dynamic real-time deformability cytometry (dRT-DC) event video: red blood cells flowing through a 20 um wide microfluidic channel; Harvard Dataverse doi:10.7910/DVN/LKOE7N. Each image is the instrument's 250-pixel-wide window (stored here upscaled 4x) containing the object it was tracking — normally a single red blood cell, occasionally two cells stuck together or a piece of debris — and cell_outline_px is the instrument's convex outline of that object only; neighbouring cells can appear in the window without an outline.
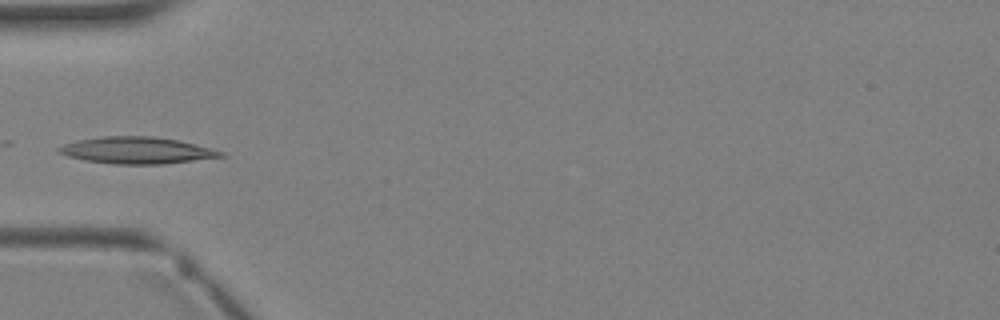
{"species": "Egyptian fruit bat (a non-hibernating species)", "species_latin": "Rousettus aegyptiacus", "temperature_condition": "warm", "stored_images_in_passage": 4, "camera_frame_rate_fps": 3000, "um_per_image_px": 0.085, "animal": {"sex": "female"}, "frame": {"image": 1, "passage_image": 4, "time_ms": 3.667, "image_size_px": [1000, 320], "cell_outline_px": [[224, 156], [164, 164], [116, 164], [88, 160], [68, 156], [60, 152], [56, 148], [64, 144], [76, 140], [100, 136], [152, 136], [176, 140], [212, 148], [224, 152]], "centroid_in_image_um": [11.62, 12.77], "position_along_channel_um": 73.4, "area_um2": 24.91}}